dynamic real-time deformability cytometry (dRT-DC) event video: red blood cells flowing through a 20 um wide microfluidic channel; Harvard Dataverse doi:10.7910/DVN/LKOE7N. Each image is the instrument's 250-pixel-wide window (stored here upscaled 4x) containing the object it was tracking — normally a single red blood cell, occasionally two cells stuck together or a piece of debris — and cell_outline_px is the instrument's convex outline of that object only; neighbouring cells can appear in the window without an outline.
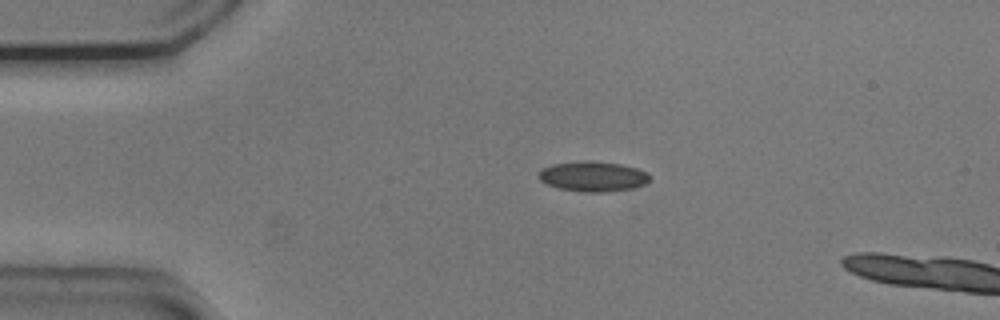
{"species": "common noctule bat (a hibernating species)", "species_latin": "Nyctalus noctula", "temperature_condition": "cold", "stored_images_in_passage": 4, "camera_frame_rate_fps": 3000, "um_per_image_px": 0.085, "animal": {"sex": "male", "body_mass_g": 20.5, "forearm_length_mm": 52.5}, "frame": {"image": 1, "passage_image": 1, "time_ms": 0.0, "image_size_px": [1000, 320], "cell_outline_px": [[648, 180], [644, 184], [632, 188], [608, 192], [584, 192], [560, 188], [548, 184], [540, 180], [536, 176], [544, 168], [552, 164], [584, 160], [588, 160], [620, 164], [636, 168], [648, 172]], "centroid_in_image_um": [50.39, 14.99], "position_along_channel_um": 34.6, "area_um2": 19.36}}